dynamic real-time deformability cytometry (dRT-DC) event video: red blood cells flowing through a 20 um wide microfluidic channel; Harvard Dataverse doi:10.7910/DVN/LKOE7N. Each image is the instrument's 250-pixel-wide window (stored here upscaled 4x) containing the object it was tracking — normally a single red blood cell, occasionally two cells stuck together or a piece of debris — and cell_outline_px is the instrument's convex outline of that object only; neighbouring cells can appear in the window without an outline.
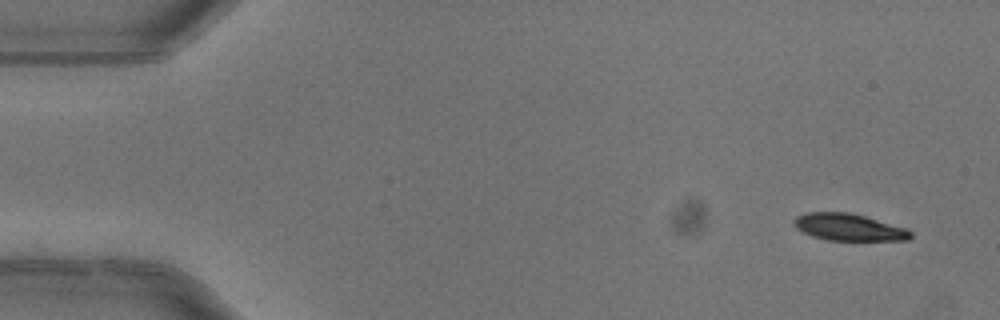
{"species": "common noctule bat (a hibernating species)", "species_latin": "Nyctalus noctula", "temperature_condition": "warm", "stored_images_in_passage": 6, "camera_frame_rate_fps": 3000, "um_per_image_px": 0.085, "animal": {"sex": "female"}, "frame": {"image": 1, "passage_image": 1, "time_ms": 0.0, "image_size_px": [1000, 320], "cell_outline_px": [[912, 236], [908, 240], [828, 240], [812, 236], [796, 228], [792, 224], [792, 220], [796, 216], [804, 212], [848, 212], [864, 216], [908, 228], [912, 232]], "centroid_in_image_um": [72.13, 19.3], "position_along_channel_um": 12.9, "area_um2": 18.44}}
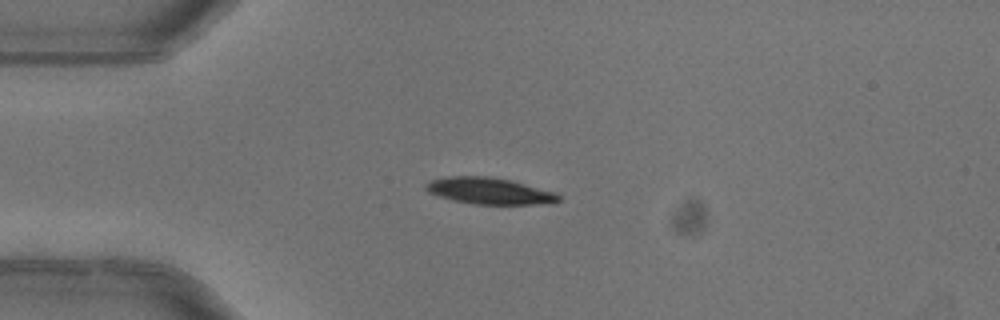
{"frame": {"image": 2, "passage_image": 4, "time_ms": 1.0, "image_size_px": [1000, 320], "cell_outline_px": [[560, 200], [552, 204], [476, 204], [452, 200], [428, 192], [424, 188], [424, 184], [432, 180], [448, 176], [488, 176], [512, 180], [556, 192], [560, 196]], "centroid_in_image_um": [41.63, 16.23], "position_along_channel_um": 43.4, "area_um2": 20.63}}
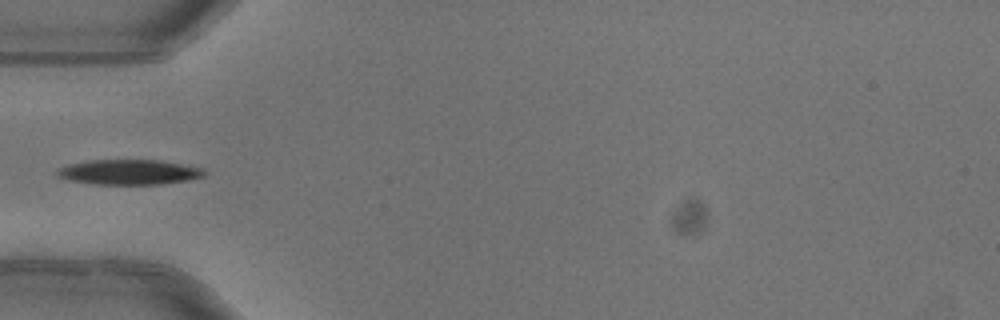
{"frame": {"image": 3, "passage_image": 5, "time_ms": 1.333, "image_size_px": [1000, 320], "cell_outline_px": [[204, 176], [188, 180], [160, 184], [92, 184], [68, 180], [56, 176], [56, 172], [60, 168], [68, 164], [92, 160], [160, 160], [200, 168], [204, 172]], "centroid_in_image_um": [10.91, 14.63], "position_along_channel_um": 74.1, "area_um2": 21.27}}